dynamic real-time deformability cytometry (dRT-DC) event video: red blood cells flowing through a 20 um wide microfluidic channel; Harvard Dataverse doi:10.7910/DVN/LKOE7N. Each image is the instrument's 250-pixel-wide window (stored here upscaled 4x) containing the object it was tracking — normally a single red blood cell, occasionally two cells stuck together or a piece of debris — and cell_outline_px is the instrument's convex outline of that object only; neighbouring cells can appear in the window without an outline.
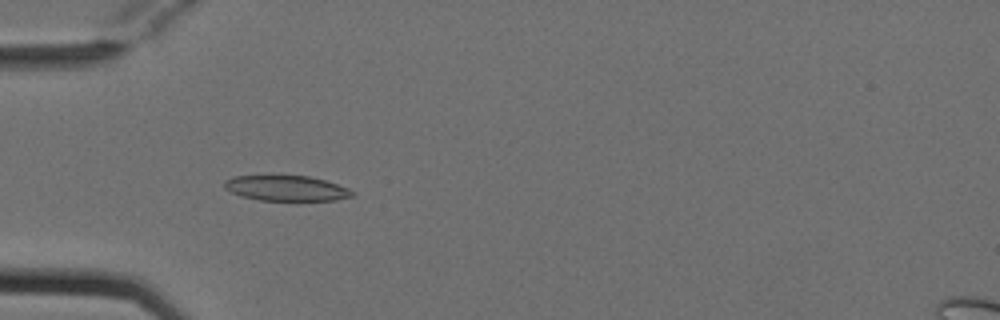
{"species": "Egyptian fruit bat (a non-hibernating species)", "species_latin": "Rousettus aegyptiacus", "temperature_condition": "cold", "stored_images_in_passage": 3, "camera_frame_rate_fps": 3000, "um_per_image_px": 0.085, "animal": {"sex": "female"}, "frame": {"image": 1, "passage_image": 2, "time_ms": 0.333, "image_size_px": [1000, 320], "cell_outline_px": [[356, 196], [336, 200], [260, 200], [240, 196], [224, 188], [224, 180], [232, 176], [308, 176], [324, 180], [348, 188], [356, 192]], "centroid_in_image_um": [24.35, 16.0], "position_along_channel_um": 60.6, "area_um2": 18.84}}
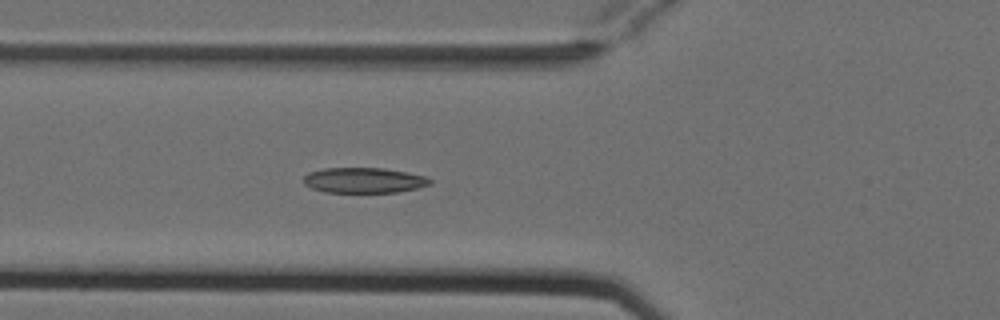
{"frame": {"image": 2, "passage_image": 3, "time_ms": 0.667, "image_size_px": [1000, 320], "cell_outline_px": [[432, 184], [416, 188], [396, 192], [324, 192], [312, 188], [304, 184], [304, 176], [308, 172], [324, 168], [384, 168], [408, 172], [424, 176], [432, 180]], "centroid_in_image_um": [30.93, 15.32], "position_along_channel_um": 94.9, "area_um2": 18.67}}